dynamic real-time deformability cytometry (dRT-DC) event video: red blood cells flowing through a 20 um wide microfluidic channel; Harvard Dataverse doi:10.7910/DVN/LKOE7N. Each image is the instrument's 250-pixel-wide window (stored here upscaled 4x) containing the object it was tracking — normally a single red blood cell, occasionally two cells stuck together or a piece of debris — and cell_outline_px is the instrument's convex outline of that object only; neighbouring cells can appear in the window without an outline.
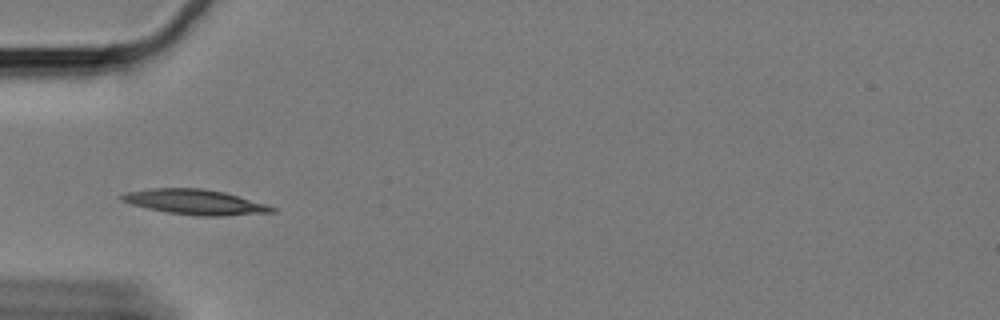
{"species": "Egyptian fruit bat (a non-hibernating species)", "species_latin": "Rousettus aegyptiacus", "temperature_condition": "cold", "stored_images_in_passage": 9, "camera_frame_rate_fps": 3000, "um_per_image_px": 0.085, "animal": {"sex": "female"}, "frame": {"image": 1, "passage_image": 1, "time_ms": 0.0, "image_size_px": [1000, 320], "cell_outline_px": [[276, 212], [224, 216], [200, 216], [168, 212], [148, 208], [132, 204], [120, 200], [120, 196], [128, 192], [152, 188], [200, 188], [224, 192], [268, 204], [276, 208]], "centroid_in_image_um": [16.64, 17.17], "position_along_channel_um": 68.4, "area_um2": 21.85}}
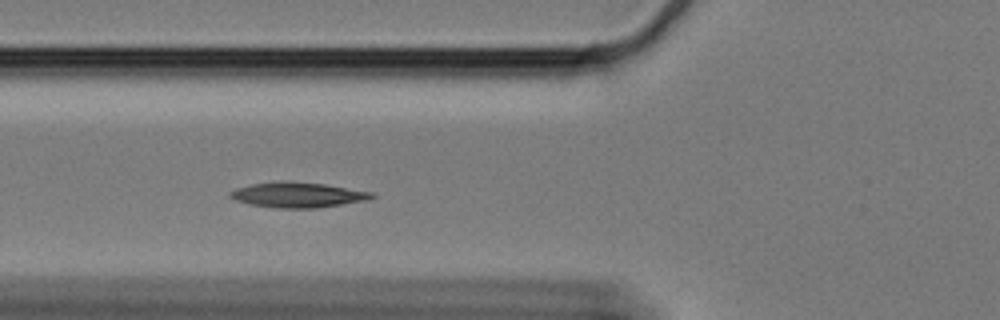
{"frame": {"image": 2, "passage_image": 4, "time_ms": 1.0, "image_size_px": [1000, 320], "cell_outline_px": [[376, 196], [368, 200], [316, 208], [276, 208], [248, 204], [236, 200], [228, 196], [228, 192], [236, 188], [252, 184], [324, 184], [372, 192]], "centroid_in_image_um": [25.32, 16.62], "position_along_channel_um": 100.5, "area_um2": 19.83}}
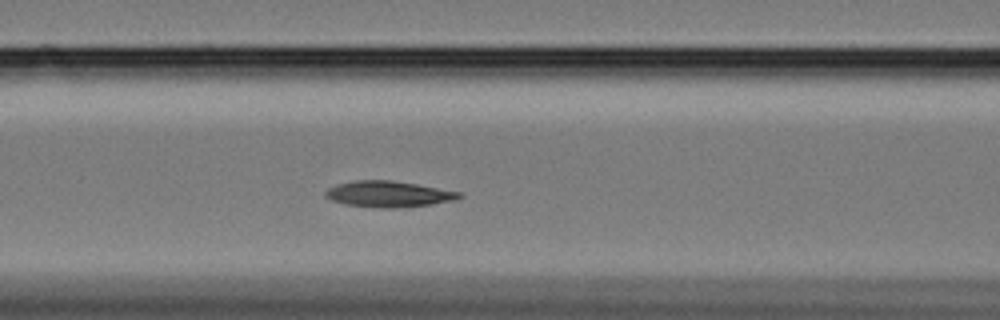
{"frame": {"image": 3, "passage_image": 7, "time_ms": 2.0, "image_size_px": [1000, 320], "cell_outline_px": [[464, 196], [456, 200], [432, 204], [392, 208], [376, 208], [344, 204], [332, 200], [324, 196], [324, 192], [328, 188], [336, 184], [356, 180], [392, 180], [416, 184], [460, 192]], "centroid_in_image_um": [33.0, 16.5], "position_along_channel_um": 133.6, "area_um2": 20.35}}